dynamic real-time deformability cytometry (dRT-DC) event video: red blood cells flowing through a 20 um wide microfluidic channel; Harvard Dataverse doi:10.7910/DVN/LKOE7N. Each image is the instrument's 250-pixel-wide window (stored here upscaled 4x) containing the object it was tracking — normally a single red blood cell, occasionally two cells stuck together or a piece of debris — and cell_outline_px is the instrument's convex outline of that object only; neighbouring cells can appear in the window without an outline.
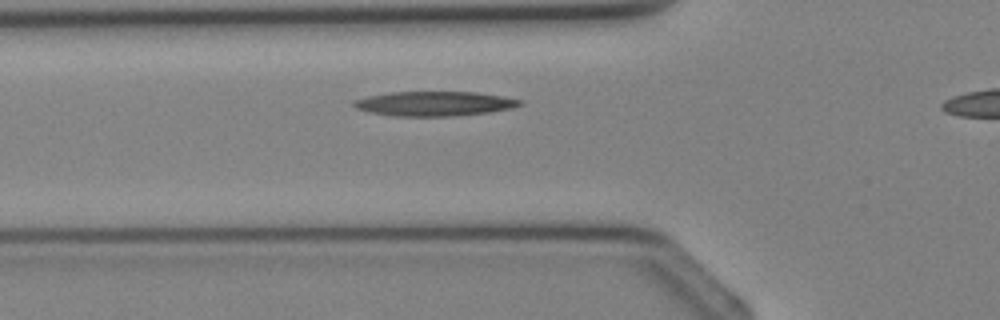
{"species": "Egyptian fruit bat (a non-hibernating species)", "species_latin": "Rousettus aegyptiacus", "temperature_condition": "cold", "stored_images_in_passage": 22, "camera_frame_rate_fps": 3000, "um_per_image_px": 0.085, "animal": {"sex": "female"}, "frame": {"image": 1, "passage_image": 3, "time_ms": 0.667, "image_size_px": [1000, 320], "cell_outline_px": [[524, 104], [512, 108], [488, 112], [452, 116], [396, 116], [368, 112], [356, 108], [352, 104], [352, 100], [368, 96], [388, 92], [476, 92], [524, 100]], "centroid_in_image_um": [36.91, 8.81], "position_along_channel_um": 88.9, "area_um2": 23.81}}
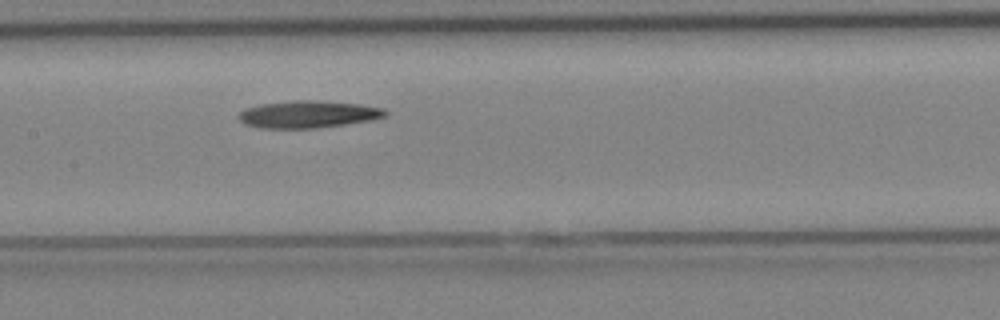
{"frame": {"image": 2, "passage_image": 8, "time_ms": 2.333, "image_size_px": [1000, 320], "cell_outline_px": [[388, 116], [368, 120], [344, 124], [312, 128], [260, 128], [244, 124], [240, 120], [240, 112], [244, 108], [260, 104], [296, 100], [316, 100], [360, 104], [384, 108], [388, 112]], "centroid_in_image_um": [26.19, 9.7], "position_along_channel_um": 181.2, "area_um2": 23.12}}
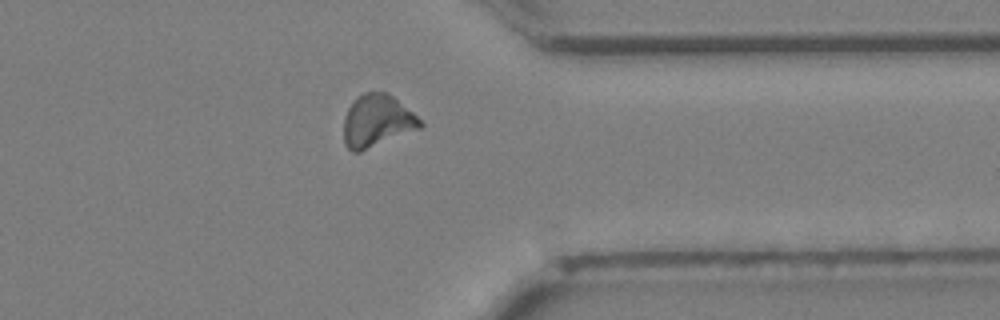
{"frame": {"image": 3, "passage_image": 19, "time_ms": 6.0, "image_size_px": [1000, 320], "cell_outline_px": [[424, 124], [420, 128], [360, 152], [352, 152], [344, 144], [344, 116], [348, 108], [356, 96], [364, 92], [388, 92], [412, 112]], "centroid_in_image_um": [32.01, 10.27], "position_along_channel_um": 379.4, "area_um2": 23.24}}